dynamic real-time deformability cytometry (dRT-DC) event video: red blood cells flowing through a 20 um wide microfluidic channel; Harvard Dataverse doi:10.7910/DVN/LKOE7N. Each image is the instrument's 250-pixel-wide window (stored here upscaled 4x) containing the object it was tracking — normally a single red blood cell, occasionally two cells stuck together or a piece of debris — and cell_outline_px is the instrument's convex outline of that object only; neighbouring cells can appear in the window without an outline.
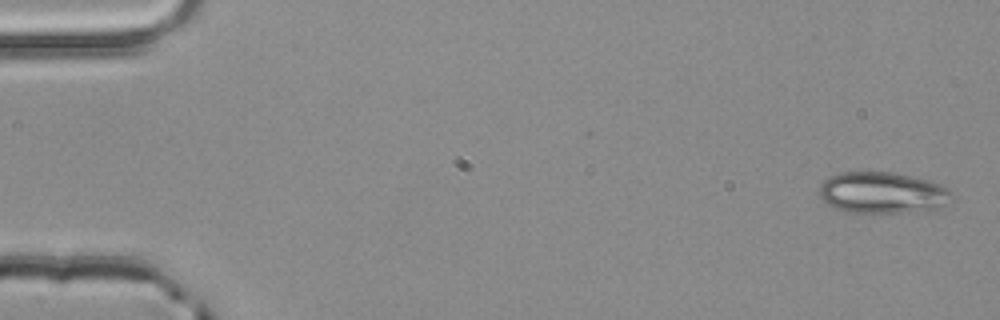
{"species": "common noctule bat (a hibernating species)", "species_latin": "Nyctalus noctula", "temperature_condition": "room temperature", "stored_images_in_passage": 4, "camera_frame_rate_fps": 3000, "um_per_image_px": 0.085, "animal": {"sex": "male", "body_mass_g": 20.4}, "frame": {"image": 1, "passage_image": 1, "time_ms": 0.0, "image_size_px": [1000, 320], "cell_outline_px": [[956, 196], [952, 200], [940, 208], [908, 212], [852, 212], [836, 208], [828, 204], [820, 196], [820, 184], [828, 176], [840, 172], [892, 172], [928, 180], [940, 184], [948, 188]], "centroid_in_image_um": [75.05, 16.37], "position_along_channel_um": 9.9, "area_um2": 31.96}}